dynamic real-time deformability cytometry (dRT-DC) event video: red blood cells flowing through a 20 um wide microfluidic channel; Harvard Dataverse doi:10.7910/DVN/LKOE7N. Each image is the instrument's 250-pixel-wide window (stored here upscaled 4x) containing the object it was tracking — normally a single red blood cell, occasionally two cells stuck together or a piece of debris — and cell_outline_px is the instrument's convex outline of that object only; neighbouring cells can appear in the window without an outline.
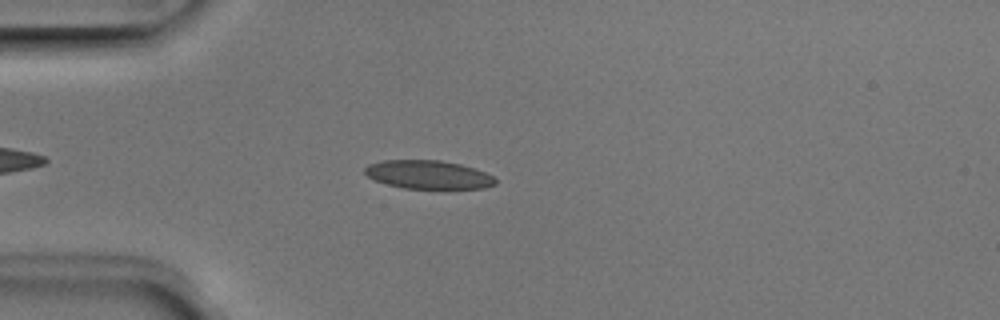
{"species": "Egyptian fruit bat (a non-hibernating species)", "species_latin": "Rousettus aegyptiacus", "temperature_condition": "room temperature", "stored_images_in_passage": 4, "camera_frame_rate_fps": 3000, "um_per_image_px": 0.085, "animal": {"sex": "male"}, "frame": {"image": 1, "passage_image": 4, "time_ms": 1.0, "image_size_px": [1000, 320], "cell_outline_px": [[496, 184], [484, 188], [444, 192], [404, 188], [388, 184], [376, 180], [368, 176], [364, 172], [364, 168], [368, 164], [384, 160], [440, 160], [460, 164], [484, 172], [492, 176], [496, 180]], "centroid_in_image_um": [36.46, 14.9], "position_along_channel_um": 48.5, "area_um2": 22.54}}